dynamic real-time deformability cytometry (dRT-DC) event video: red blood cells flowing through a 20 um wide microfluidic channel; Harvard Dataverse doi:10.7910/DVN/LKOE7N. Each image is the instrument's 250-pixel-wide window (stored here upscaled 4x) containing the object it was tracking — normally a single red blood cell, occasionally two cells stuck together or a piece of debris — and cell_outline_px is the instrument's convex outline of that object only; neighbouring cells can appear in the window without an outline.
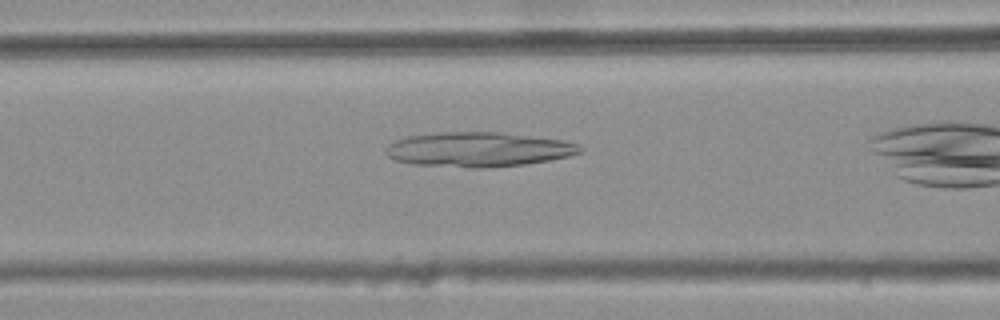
{"species": "common noctule bat (a hibernating species)", "species_latin": "Nyctalus noctula", "temperature_condition": "warm", "stored_images_in_passage": 30, "camera_frame_rate_fps": 3000, "um_per_image_px": 0.085, "animal": {"sex": "female", "body_mass_g": 25.1}, "frame": {"image": 1, "passage_image": 10, "time_ms": 3.0, "image_size_px": [1000, 320], "cell_outline_px": [[584, 152], [568, 156], [548, 160], [524, 164], [480, 168], [472, 168], [412, 164], [396, 160], [388, 156], [384, 152], [384, 148], [388, 144], [404, 136], [440, 132], [500, 132], [564, 140], [576, 144], [584, 148]], "centroid_in_image_um": [40.63, 12.7], "position_along_channel_um": 126.0, "area_um2": 39.36}}
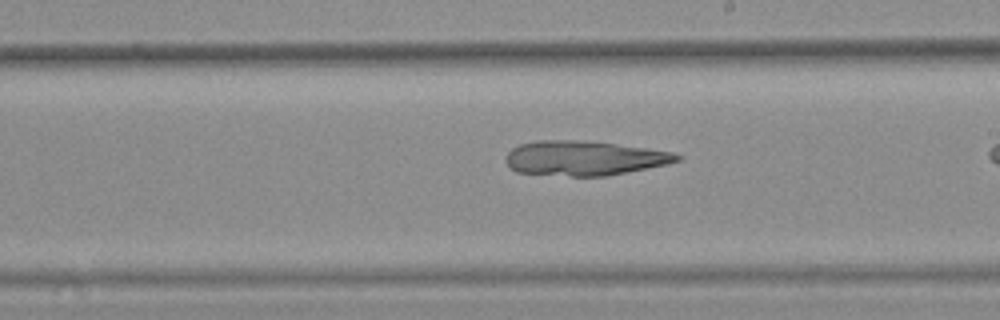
{"frame": {"image": 2, "passage_image": 19, "time_ms": 6.0, "image_size_px": [1000, 320], "cell_outline_px": [[684, 156], [680, 160], [668, 164], [608, 176], [572, 176], [516, 172], [504, 160], [508, 152], [512, 148], [520, 144], [536, 140], [576, 140], [616, 144], [672, 152]], "centroid_in_image_um": [49.66, 13.44], "position_along_channel_um": 239.3, "area_um2": 34.45}}
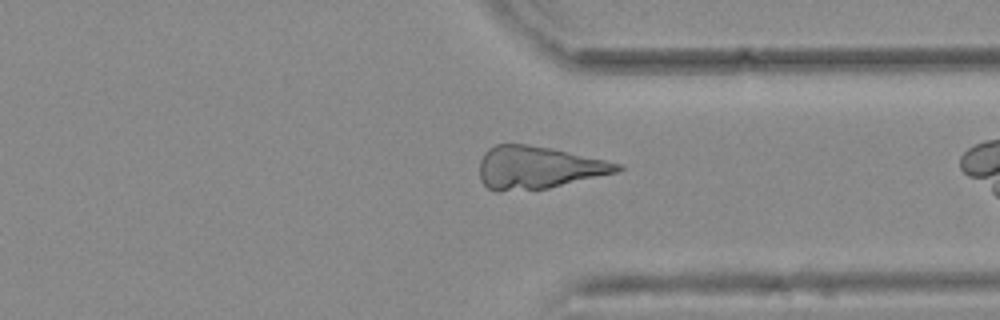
{"frame": {"image": 3, "passage_image": 29, "time_ms": 9.333, "image_size_px": [1000, 320], "cell_outline_px": [[624, 168], [616, 172], [548, 188], [496, 192], [488, 188], [480, 180], [480, 160], [484, 152], [488, 148], [496, 144], [528, 144], [552, 148], [624, 164]], "centroid_in_image_um": [45.72, 14.23], "position_along_channel_um": 365.7, "area_um2": 34.22}}